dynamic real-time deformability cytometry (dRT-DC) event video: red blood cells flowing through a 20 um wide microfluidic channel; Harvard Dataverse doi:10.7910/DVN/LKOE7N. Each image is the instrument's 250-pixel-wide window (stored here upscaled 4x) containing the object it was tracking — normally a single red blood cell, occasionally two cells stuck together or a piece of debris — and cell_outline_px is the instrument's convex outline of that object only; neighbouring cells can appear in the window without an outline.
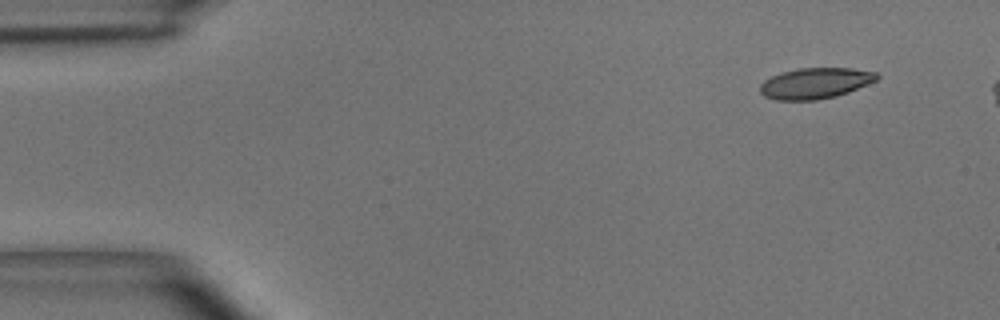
{"species": "common noctule bat (a hibernating species)", "species_latin": "Nyctalus noctula", "temperature_condition": "room temperature", "stored_images_in_passage": 47, "camera_frame_rate_fps": 3000, "um_per_image_px": 0.085, "animal": {"sex": "male", "body_mass_g": 15.6}, "frame": {"image": 1, "passage_image": 1, "time_ms": 0.0, "image_size_px": [1000, 320], "cell_outline_px": [[880, 76], [876, 80], [848, 92], [836, 96], [816, 100], [776, 100], [764, 96], [760, 92], [760, 84], [764, 80], [780, 72], [800, 68], [852, 68], [876, 72]], "centroid_in_image_um": [69.28, 7.07], "position_along_channel_um": 15.7, "area_um2": 20.98}}
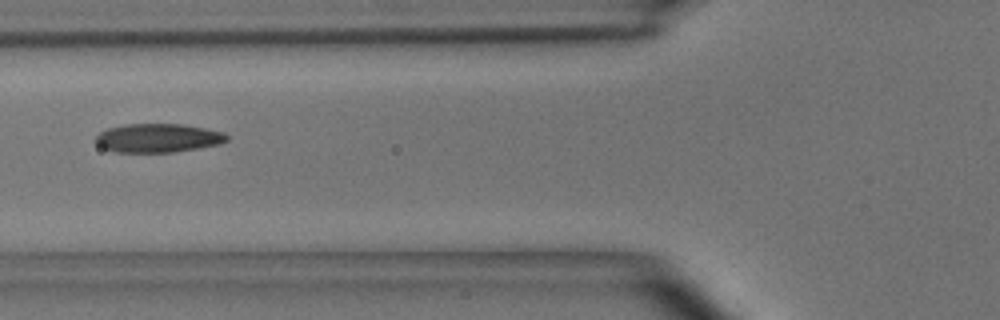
{"frame": {"image": 2, "passage_image": 17, "time_ms": 5.333, "image_size_px": [1000, 320], "cell_outline_px": [[228, 140], [220, 144], [172, 152], [116, 152], [104, 148], [96, 144], [96, 136], [100, 132], [108, 128], [124, 124], [184, 124], [224, 132], [228, 136]], "centroid_in_image_um": [13.43, 11.72], "position_along_channel_um": 112.4, "area_um2": 21.91}}
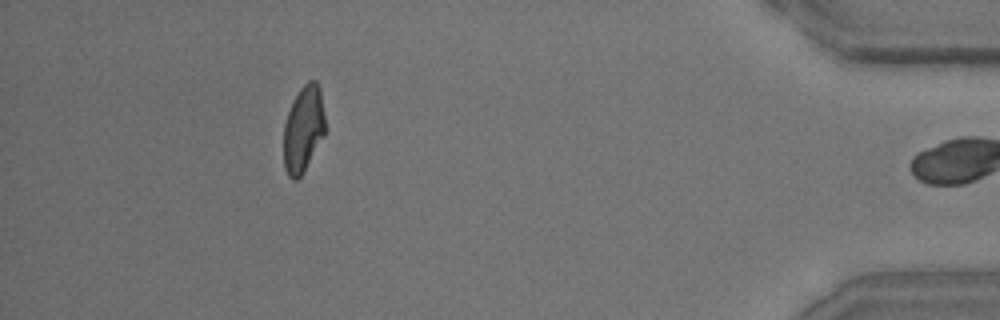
{"frame": {"image": 3, "passage_image": 46, "time_ms": 15.0, "image_size_px": [1000, 320], "cell_outline_px": [[324, 136], [304, 172], [296, 180], [292, 180], [288, 176], [284, 164], [284, 124], [292, 100], [300, 88], [308, 80], [316, 80], [320, 88], [324, 116]], "centroid_in_image_um": [25.78, 10.96], "position_along_channel_um": 409.4, "area_um2": 20.92}, "authors_computed_cell_mechanics": {"area_um2": 21.8484, "velocity_mm_per_s": 3.6498, "shape_relaxation_time_tau1_ms": 5.0959, "shape_relaxation_time_tau2_ms": 1.9846, "deformation_change_tau1": 0.1573, "deformation_change_tau2": 0.0896}}